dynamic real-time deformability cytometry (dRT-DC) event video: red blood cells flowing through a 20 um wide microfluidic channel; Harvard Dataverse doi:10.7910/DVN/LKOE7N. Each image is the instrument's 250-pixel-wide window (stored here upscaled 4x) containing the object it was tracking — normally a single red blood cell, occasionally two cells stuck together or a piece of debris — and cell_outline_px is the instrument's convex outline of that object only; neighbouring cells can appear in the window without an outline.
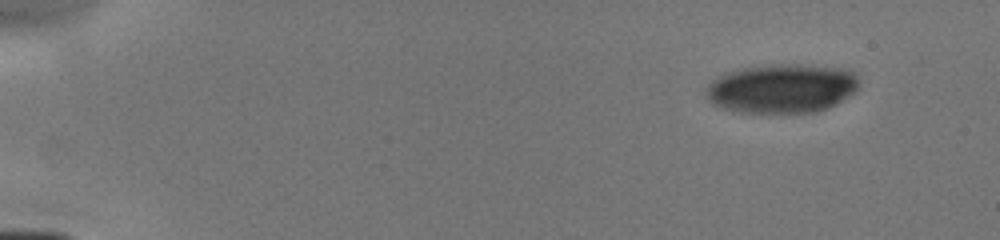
{"species": "human", "species_latin": "Homo sapiens", "temperature_condition": "cold", "stored_images_in_passage": 6, "camera_frame_rate_fps": 3000, "um_per_image_px": 0.085, "donor": {"sex": "male"}, "frame": {"image": 1, "passage_image": 1, "time_ms": 0.0, "image_size_px": [1000, 240], "cell_outline_px": [[860, 84], [856, 92], [836, 104], [828, 108], [816, 112], [740, 112], [720, 108], [712, 104], [708, 100], [704, 92], [704, 88], [712, 80], [724, 72], [744, 68], [780, 64], [796, 64], [852, 68], [856, 72], [860, 80]], "centroid_in_image_um": [66.5, 7.5], "position_along_channel_um": 18.5, "area_um2": 44.56}}
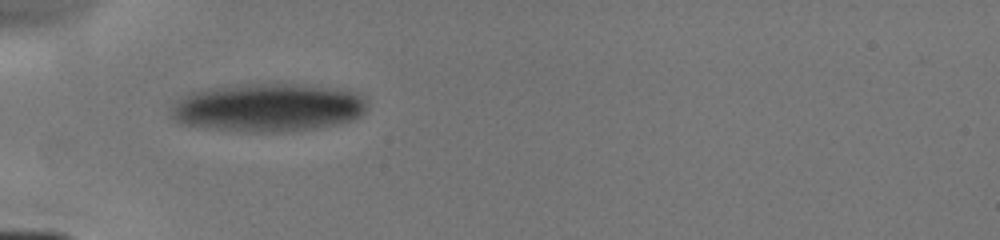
{"frame": {"image": 2, "passage_image": 5, "time_ms": 4.0, "image_size_px": [1000, 240], "cell_outline_px": [[368, 108], [356, 120], [320, 128], [280, 132], [244, 132], [204, 128], [180, 124], [168, 112], [176, 100], [180, 96], [204, 88], [252, 84], [304, 84], [344, 88], [360, 92], [368, 100]], "centroid_in_image_um": [22.84, 9.14], "position_along_channel_um": 62.2, "area_um2": 56.59}}